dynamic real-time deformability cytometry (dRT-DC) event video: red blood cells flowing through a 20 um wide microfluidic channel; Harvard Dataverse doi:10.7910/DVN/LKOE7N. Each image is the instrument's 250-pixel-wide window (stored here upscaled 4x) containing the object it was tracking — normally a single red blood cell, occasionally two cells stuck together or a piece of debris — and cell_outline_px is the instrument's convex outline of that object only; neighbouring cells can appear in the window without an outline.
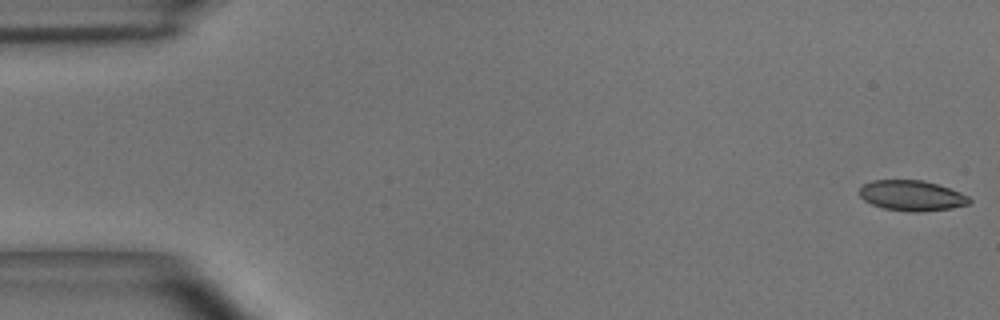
{"species": "common noctule bat (a hibernating species)", "species_latin": "Nyctalus noctula", "temperature_condition": "room temperature", "stored_images_in_passage": 55, "camera_frame_rate_fps": 3000, "um_per_image_px": 0.085, "animal": {"sex": "male", "body_mass_g": 15.6}, "frame": {"image": 1, "passage_image": 1, "time_ms": 0.0, "image_size_px": [1000, 320], "cell_outline_px": [[972, 200], [968, 204], [952, 208], [920, 212], [912, 212], [884, 208], [872, 204], [864, 200], [860, 196], [860, 188], [864, 184], [872, 180], [924, 180], [960, 192], [968, 196]], "centroid_in_image_um": [77.5, 16.63], "position_along_channel_um": 7.5, "area_um2": 19.36}}
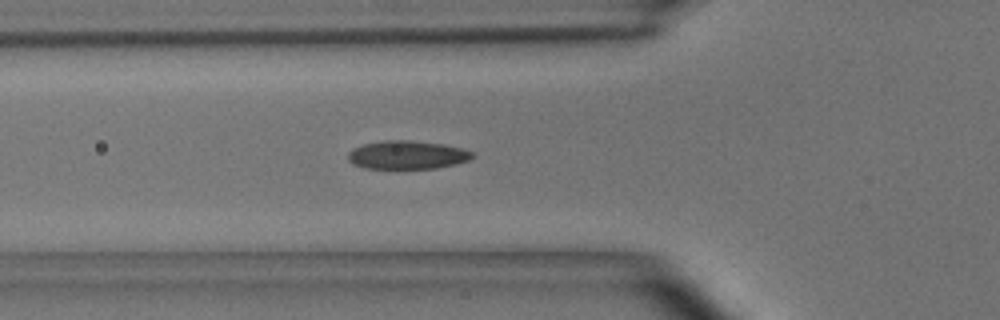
{"frame": {"image": 2, "passage_image": 19, "time_ms": 6.0, "image_size_px": [1000, 320], "cell_outline_px": [[476, 156], [468, 160], [456, 164], [436, 168], [364, 168], [352, 164], [348, 160], [348, 152], [352, 148], [364, 144], [384, 140], [408, 140], [444, 144], [464, 148], [472, 152]], "centroid_in_image_um": [34.62, 13.16], "position_along_channel_um": 91.2, "area_um2": 20.69}}
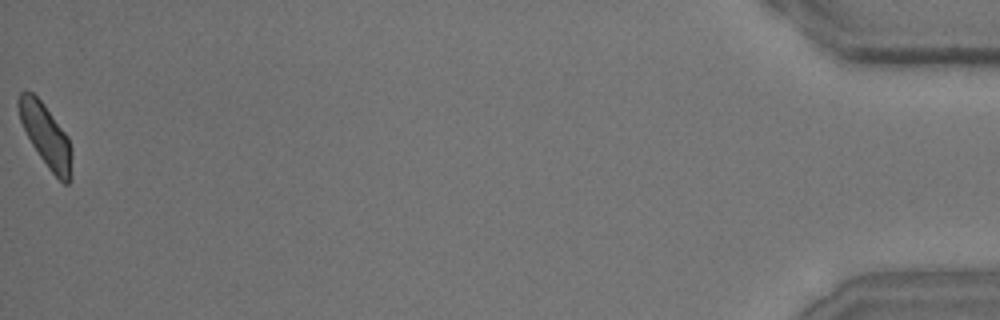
{"frame": {"image": 3, "passage_image": 55, "time_ms": 18.0, "image_size_px": [1000, 320], "cell_outline_px": [[72, 180], [68, 184], [64, 184], [48, 168], [32, 144], [20, 120], [16, 104], [16, 100], [20, 92], [24, 88], [32, 92], [44, 104], [68, 136], [72, 148]], "centroid_in_image_um": [3.91, 11.5], "position_along_channel_um": 431.3, "area_um2": 19.65}, "authors_computed_cell_mechanics": {"area_um2": 20.1722, "velocity_mm_per_s": 3.6394, "shape_relaxation_time_tau1_ms": 4.8152, "shape_relaxation_time_tau2_ms": 1.4568, "deformation_change_tau1": 0.1368, "deformation_change_tau2": 0.0643}}